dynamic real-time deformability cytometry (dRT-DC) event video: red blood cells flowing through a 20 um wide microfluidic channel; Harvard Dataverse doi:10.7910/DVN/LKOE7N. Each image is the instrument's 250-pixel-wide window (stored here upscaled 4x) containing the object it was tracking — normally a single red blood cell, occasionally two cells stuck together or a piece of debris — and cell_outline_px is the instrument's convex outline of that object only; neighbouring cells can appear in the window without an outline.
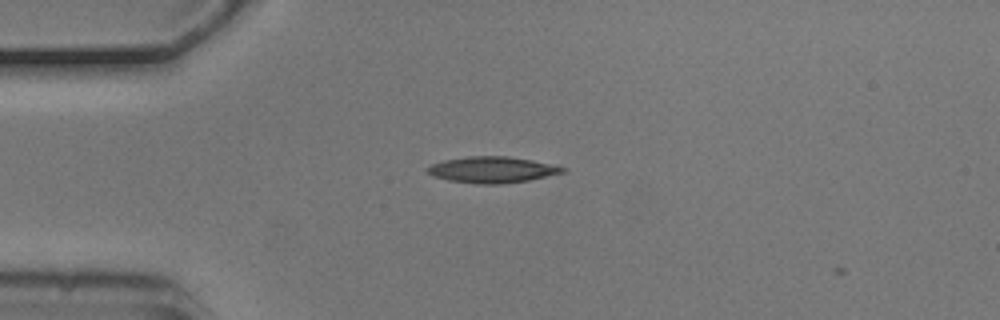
{"species": "common noctule bat (a hibernating species)", "species_latin": "Nyctalus noctula", "temperature_condition": "cold", "stored_images_in_passage": 3, "camera_frame_rate_fps": 3000, "um_per_image_px": 0.085, "animal": {"sex": "male", "body_mass_g": 20.5, "forearm_length_mm": 52.5}, "frame": {"image": 1, "passage_image": 1, "time_ms": 0.0, "image_size_px": [1000, 320], "cell_outline_px": [[568, 168], [564, 172], [528, 180], [500, 184], [476, 184], [448, 180], [432, 176], [424, 172], [424, 168], [432, 164], [444, 160], [468, 156], [508, 156], [532, 160]], "centroid_in_image_um": [41.76, 14.42], "position_along_channel_um": 43.2, "area_um2": 20.69}}